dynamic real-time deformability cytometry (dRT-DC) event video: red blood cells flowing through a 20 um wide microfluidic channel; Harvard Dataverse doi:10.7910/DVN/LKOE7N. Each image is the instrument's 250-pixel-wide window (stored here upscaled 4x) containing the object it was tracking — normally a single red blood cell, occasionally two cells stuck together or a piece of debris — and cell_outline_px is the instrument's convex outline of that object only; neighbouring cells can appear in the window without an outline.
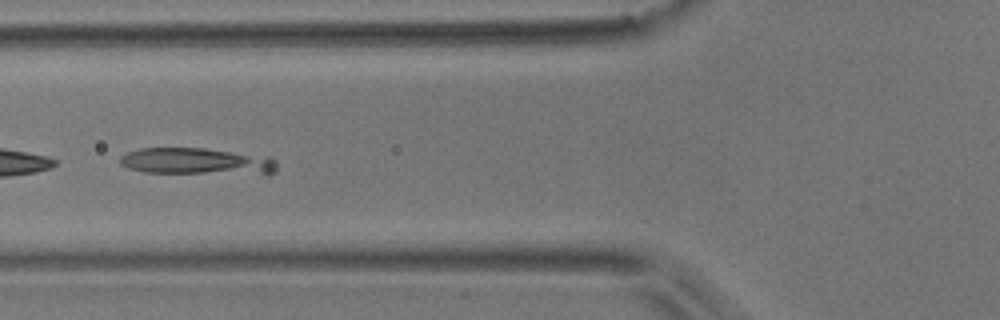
{"species": "common noctule bat (a hibernating species)", "species_latin": "Nyctalus noctula", "temperature_condition": "room temperature", "stored_images_in_passage": 6, "camera_frame_rate_fps": 3000, "um_per_image_px": 0.085, "animal": {"sex": "male", "body_mass_g": 17.9}, "frame": {"image": 1, "passage_image": 5, "time_ms": 1.333, "image_size_px": [1000, 320], "cell_outline_px": [[276, 172], [268, 176], [144, 172], [128, 168], [120, 164], [120, 156], [128, 152], [140, 148], [204, 148], [272, 156], [276, 160]], "centroid_in_image_um": [16.88, 13.75], "position_along_channel_um": 108.9, "area_um2": 25.61}}